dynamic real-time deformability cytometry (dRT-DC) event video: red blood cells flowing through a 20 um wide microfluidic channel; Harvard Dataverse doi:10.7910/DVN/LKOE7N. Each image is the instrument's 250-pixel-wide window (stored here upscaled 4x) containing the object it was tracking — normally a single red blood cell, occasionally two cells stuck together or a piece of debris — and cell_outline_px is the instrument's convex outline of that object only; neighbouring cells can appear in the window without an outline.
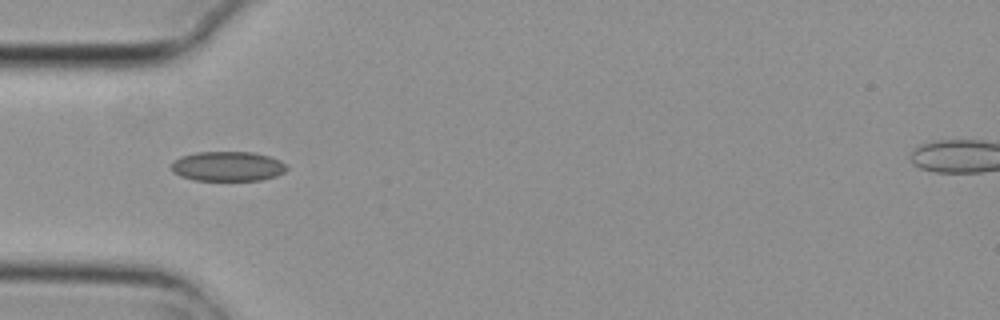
{"species": "common noctule bat (a hibernating species)", "species_latin": "Nyctalus noctula", "temperature_condition": "cold", "stored_images_in_passage": 3, "camera_frame_rate_fps": 3000, "um_per_image_px": 0.085, "animal": {"sex": "female", "body_mass_g": 29.2, "forearm_length_mm": 56.3}, "frame": {"image": 1, "passage_image": 1, "time_ms": 0.0, "image_size_px": [1000, 320], "cell_outline_px": [[288, 168], [284, 172], [276, 176], [260, 180], [192, 180], [180, 176], [172, 172], [172, 160], [180, 156], [196, 152], [252, 152], [268, 156], [280, 160], [288, 164]], "centroid_in_image_um": [19.34, 14.13], "position_along_channel_um": 65.7, "area_um2": 20.17}}
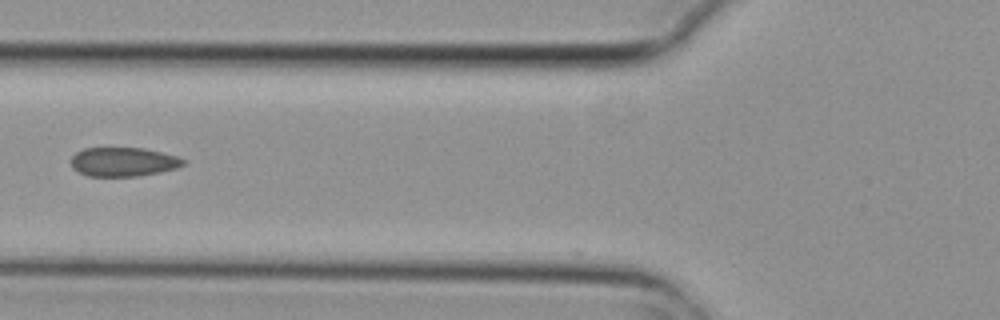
{"frame": {"image": 2, "passage_image": 2, "time_ms": 0.333, "image_size_px": [1000, 320], "cell_outline_px": [[188, 160], [184, 164], [176, 168], [160, 172], [140, 176], [88, 176], [72, 168], [72, 156], [76, 152], [84, 148], [144, 148], [176, 156]], "centroid_in_image_um": [10.5, 13.76], "position_along_channel_um": 115.3, "area_um2": 18.96}}
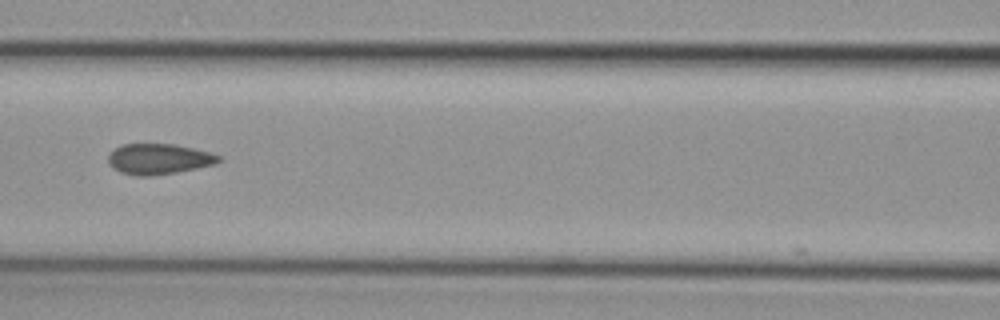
{"frame": {"image": 3, "passage_image": 3, "time_ms": 0.667, "image_size_px": [1000, 320], "cell_outline_px": [[224, 160], [216, 164], [176, 172], [152, 176], [136, 176], [120, 172], [112, 168], [108, 164], [108, 156], [116, 148], [124, 144], [176, 144], [208, 152], [220, 156]], "centroid_in_image_um": [13.5, 13.52], "position_along_channel_um": 153.1, "area_um2": 19.71}}